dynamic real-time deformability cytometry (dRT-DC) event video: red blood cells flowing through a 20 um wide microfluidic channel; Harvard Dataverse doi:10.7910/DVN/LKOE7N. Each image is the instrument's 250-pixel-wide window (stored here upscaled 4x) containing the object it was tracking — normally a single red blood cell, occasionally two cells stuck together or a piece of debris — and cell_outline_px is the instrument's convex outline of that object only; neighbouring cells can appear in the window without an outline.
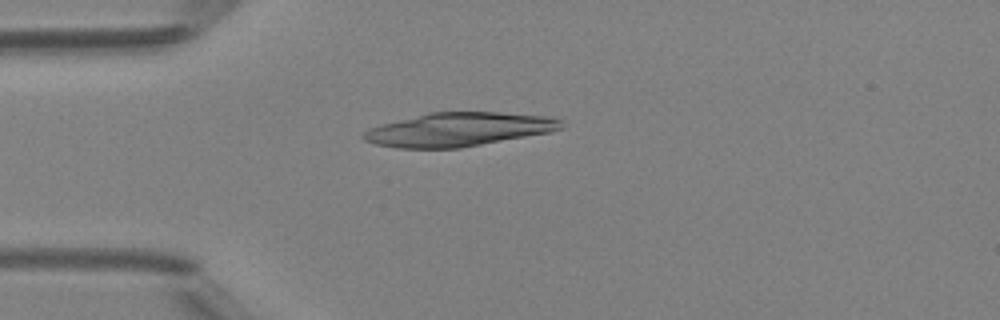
{"species": "Egyptian fruit bat (a non-hibernating species)", "species_latin": "Rousettus aegyptiacus", "temperature_condition": "room temperature", "stored_images_in_passage": 34, "camera_frame_rate_fps": 3000, "um_per_image_px": 0.085, "animal": {"sex": "female"}, "frame": {"image": 1, "passage_image": 1, "time_ms": 0.0, "image_size_px": [1000, 320], "cell_outline_px": [[564, 128], [552, 132], [460, 148], [396, 148], [376, 144], [364, 140], [360, 136], [368, 128], [428, 112], [500, 112], [548, 116], [560, 120]], "centroid_in_image_um": [38.99, 11.0], "position_along_channel_um": 46.0, "area_um2": 38.9}}
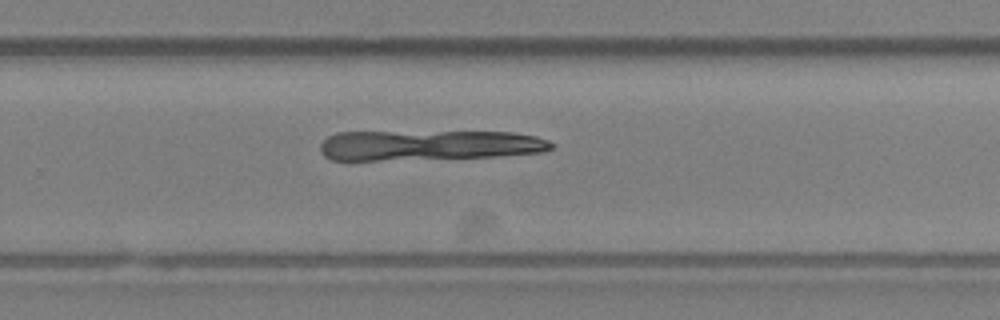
{"frame": {"image": 2, "passage_image": 20, "time_ms": 6.333, "image_size_px": [1000, 320], "cell_outline_px": [[556, 144], [552, 148], [544, 152], [496, 156], [380, 160], [332, 160], [324, 156], [320, 152], [320, 144], [328, 136], [336, 132], [512, 132], [536, 136], [548, 140]], "centroid_in_image_um": [36.45, 12.34], "position_along_channel_um": 293.3, "area_um2": 40.69}}